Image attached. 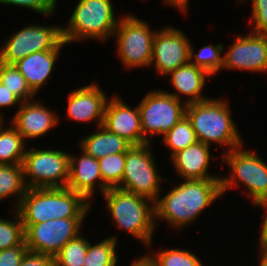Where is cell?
Wrapping results in <instances>:
<instances>
[{
	"mask_svg": "<svg viewBox=\"0 0 267 266\" xmlns=\"http://www.w3.org/2000/svg\"><path fill=\"white\" fill-rule=\"evenodd\" d=\"M180 181L178 185H171L164 195L160 193L154 201L156 227L161 221L171 230L180 232L195 225L203 212L222 197L221 179Z\"/></svg>",
	"mask_w": 267,
	"mask_h": 266,
	"instance_id": "6da1fadb",
	"label": "cell"
},
{
	"mask_svg": "<svg viewBox=\"0 0 267 266\" xmlns=\"http://www.w3.org/2000/svg\"><path fill=\"white\" fill-rule=\"evenodd\" d=\"M226 98H209L186 105L185 115L195 131L197 140L206 145L222 147L221 155L245 144L237 128L230 102Z\"/></svg>",
	"mask_w": 267,
	"mask_h": 266,
	"instance_id": "7a4b0ae2",
	"label": "cell"
},
{
	"mask_svg": "<svg viewBox=\"0 0 267 266\" xmlns=\"http://www.w3.org/2000/svg\"><path fill=\"white\" fill-rule=\"evenodd\" d=\"M81 194L68 187L28 188L17 211L24 231L32 224L60 218H87L92 210Z\"/></svg>",
	"mask_w": 267,
	"mask_h": 266,
	"instance_id": "3957f363",
	"label": "cell"
},
{
	"mask_svg": "<svg viewBox=\"0 0 267 266\" xmlns=\"http://www.w3.org/2000/svg\"><path fill=\"white\" fill-rule=\"evenodd\" d=\"M102 197L115 230L130 234L146 249L155 239L154 201L119 188H109Z\"/></svg>",
	"mask_w": 267,
	"mask_h": 266,
	"instance_id": "277c9868",
	"label": "cell"
},
{
	"mask_svg": "<svg viewBox=\"0 0 267 266\" xmlns=\"http://www.w3.org/2000/svg\"><path fill=\"white\" fill-rule=\"evenodd\" d=\"M115 10L112 0H78L68 21L61 25L62 39L67 44L92 40L107 43L122 17Z\"/></svg>",
	"mask_w": 267,
	"mask_h": 266,
	"instance_id": "5b68a950",
	"label": "cell"
},
{
	"mask_svg": "<svg viewBox=\"0 0 267 266\" xmlns=\"http://www.w3.org/2000/svg\"><path fill=\"white\" fill-rule=\"evenodd\" d=\"M245 147L243 144L221 156V165L225 163L229 170L221 175V193L223 197L231 189L244 188L245 193H241L246 194L253 206L267 195V160L258 155L256 150Z\"/></svg>",
	"mask_w": 267,
	"mask_h": 266,
	"instance_id": "8992f818",
	"label": "cell"
},
{
	"mask_svg": "<svg viewBox=\"0 0 267 266\" xmlns=\"http://www.w3.org/2000/svg\"><path fill=\"white\" fill-rule=\"evenodd\" d=\"M156 31L151 29L146 20L132 12L122 15L112 37L116 38L114 53L123 68L125 67L124 70L150 68Z\"/></svg>",
	"mask_w": 267,
	"mask_h": 266,
	"instance_id": "52a82bcc",
	"label": "cell"
},
{
	"mask_svg": "<svg viewBox=\"0 0 267 266\" xmlns=\"http://www.w3.org/2000/svg\"><path fill=\"white\" fill-rule=\"evenodd\" d=\"M153 148L151 143H145L132 145L127 150L122 181L117 188L153 201L164 192L162 181L164 183L170 180L159 173Z\"/></svg>",
	"mask_w": 267,
	"mask_h": 266,
	"instance_id": "ba28073f",
	"label": "cell"
},
{
	"mask_svg": "<svg viewBox=\"0 0 267 266\" xmlns=\"http://www.w3.org/2000/svg\"><path fill=\"white\" fill-rule=\"evenodd\" d=\"M70 153L62 149L26 148L23 160L27 188H64L69 181Z\"/></svg>",
	"mask_w": 267,
	"mask_h": 266,
	"instance_id": "9c48e42d",
	"label": "cell"
},
{
	"mask_svg": "<svg viewBox=\"0 0 267 266\" xmlns=\"http://www.w3.org/2000/svg\"><path fill=\"white\" fill-rule=\"evenodd\" d=\"M143 138L151 144L155 135L163 137L183 116L186 104L164 89L149 90L138 102Z\"/></svg>",
	"mask_w": 267,
	"mask_h": 266,
	"instance_id": "30bf717a",
	"label": "cell"
},
{
	"mask_svg": "<svg viewBox=\"0 0 267 266\" xmlns=\"http://www.w3.org/2000/svg\"><path fill=\"white\" fill-rule=\"evenodd\" d=\"M62 40L58 24L29 23L1 42L0 62L14 64L31 53L53 50Z\"/></svg>",
	"mask_w": 267,
	"mask_h": 266,
	"instance_id": "8fae6325",
	"label": "cell"
},
{
	"mask_svg": "<svg viewBox=\"0 0 267 266\" xmlns=\"http://www.w3.org/2000/svg\"><path fill=\"white\" fill-rule=\"evenodd\" d=\"M86 218H60L30 225L25 231V243L30 251L53 258L70 240L83 233Z\"/></svg>",
	"mask_w": 267,
	"mask_h": 266,
	"instance_id": "7c38bea8",
	"label": "cell"
},
{
	"mask_svg": "<svg viewBox=\"0 0 267 266\" xmlns=\"http://www.w3.org/2000/svg\"><path fill=\"white\" fill-rule=\"evenodd\" d=\"M189 36L180 28L166 25L158 29L153 39L152 61L156 76L165 78L171 71L189 62Z\"/></svg>",
	"mask_w": 267,
	"mask_h": 266,
	"instance_id": "4fadbf2b",
	"label": "cell"
},
{
	"mask_svg": "<svg viewBox=\"0 0 267 266\" xmlns=\"http://www.w3.org/2000/svg\"><path fill=\"white\" fill-rule=\"evenodd\" d=\"M234 41L227 49L224 45L222 70L267 74V35L249 31Z\"/></svg>",
	"mask_w": 267,
	"mask_h": 266,
	"instance_id": "5bb4252c",
	"label": "cell"
},
{
	"mask_svg": "<svg viewBox=\"0 0 267 266\" xmlns=\"http://www.w3.org/2000/svg\"><path fill=\"white\" fill-rule=\"evenodd\" d=\"M91 84L73 89L67 96L66 119L74 123L103 125L104 110L110 96H107L99 83L92 80Z\"/></svg>",
	"mask_w": 267,
	"mask_h": 266,
	"instance_id": "9a60e30c",
	"label": "cell"
},
{
	"mask_svg": "<svg viewBox=\"0 0 267 266\" xmlns=\"http://www.w3.org/2000/svg\"><path fill=\"white\" fill-rule=\"evenodd\" d=\"M38 100L22 102L9 122L22 135L25 142L47 136L52 128L58 127L61 115L57 110Z\"/></svg>",
	"mask_w": 267,
	"mask_h": 266,
	"instance_id": "2e32d148",
	"label": "cell"
},
{
	"mask_svg": "<svg viewBox=\"0 0 267 266\" xmlns=\"http://www.w3.org/2000/svg\"><path fill=\"white\" fill-rule=\"evenodd\" d=\"M103 126L131 145L148 143L143 138L138 105L130 107L118 94H112L106 103Z\"/></svg>",
	"mask_w": 267,
	"mask_h": 266,
	"instance_id": "e0dca14e",
	"label": "cell"
},
{
	"mask_svg": "<svg viewBox=\"0 0 267 266\" xmlns=\"http://www.w3.org/2000/svg\"><path fill=\"white\" fill-rule=\"evenodd\" d=\"M80 153L70 152L69 181L67 187L81 194L92 206H94V195L97 190L101 196L109 189L102 181L98 160L83 150ZM98 186V187H97ZM97 188V190H96Z\"/></svg>",
	"mask_w": 267,
	"mask_h": 266,
	"instance_id": "ac0fdd59",
	"label": "cell"
},
{
	"mask_svg": "<svg viewBox=\"0 0 267 266\" xmlns=\"http://www.w3.org/2000/svg\"><path fill=\"white\" fill-rule=\"evenodd\" d=\"M211 146L197 141L184 150L175 153L169 161L172 163L175 175L180 180H204V179H221V175L211 172V160L219 158L213 155ZM211 172V173H210ZM213 173V174H212Z\"/></svg>",
	"mask_w": 267,
	"mask_h": 266,
	"instance_id": "d6986e66",
	"label": "cell"
},
{
	"mask_svg": "<svg viewBox=\"0 0 267 266\" xmlns=\"http://www.w3.org/2000/svg\"><path fill=\"white\" fill-rule=\"evenodd\" d=\"M170 82L173 92L164 90L170 95H173L178 100L184 102L186 105L204 101L209 99L204 95V87L206 86V79L211 80V75L201 67L191 64L190 62L181 65L176 70L171 71L165 76ZM184 95V98H183Z\"/></svg>",
	"mask_w": 267,
	"mask_h": 266,
	"instance_id": "ffe728a7",
	"label": "cell"
},
{
	"mask_svg": "<svg viewBox=\"0 0 267 266\" xmlns=\"http://www.w3.org/2000/svg\"><path fill=\"white\" fill-rule=\"evenodd\" d=\"M68 45L62 40L53 50L34 52L14 63V66L25 77L30 89L37 95L39 90L48 85L53 69L60 58L61 50Z\"/></svg>",
	"mask_w": 267,
	"mask_h": 266,
	"instance_id": "44dd1931",
	"label": "cell"
},
{
	"mask_svg": "<svg viewBox=\"0 0 267 266\" xmlns=\"http://www.w3.org/2000/svg\"><path fill=\"white\" fill-rule=\"evenodd\" d=\"M93 133L89 132L86 136L82 133V138L76 142L79 149L86 154L99 160L107 155L126 153L132 146L124 138L107 130L103 125L97 127Z\"/></svg>",
	"mask_w": 267,
	"mask_h": 266,
	"instance_id": "7402d4cb",
	"label": "cell"
},
{
	"mask_svg": "<svg viewBox=\"0 0 267 266\" xmlns=\"http://www.w3.org/2000/svg\"><path fill=\"white\" fill-rule=\"evenodd\" d=\"M153 244L152 242L147 247L149 252L147 251L146 253L145 251L143 253L153 266H207V264L204 265L202 263V259L198 257L196 251L193 253L187 248H170V246L165 249L159 248L158 250L153 248Z\"/></svg>",
	"mask_w": 267,
	"mask_h": 266,
	"instance_id": "603a6c76",
	"label": "cell"
},
{
	"mask_svg": "<svg viewBox=\"0 0 267 266\" xmlns=\"http://www.w3.org/2000/svg\"><path fill=\"white\" fill-rule=\"evenodd\" d=\"M27 189L23 164H0V202L9 197L17 209Z\"/></svg>",
	"mask_w": 267,
	"mask_h": 266,
	"instance_id": "cb8c5ba5",
	"label": "cell"
},
{
	"mask_svg": "<svg viewBox=\"0 0 267 266\" xmlns=\"http://www.w3.org/2000/svg\"><path fill=\"white\" fill-rule=\"evenodd\" d=\"M7 124L0 129V164H23L28 144L10 122Z\"/></svg>",
	"mask_w": 267,
	"mask_h": 266,
	"instance_id": "d4e9b609",
	"label": "cell"
},
{
	"mask_svg": "<svg viewBox=\"0 0 267 266\" xmlns=\"http://www.w3.org/2000/svg\"><path fill=\"white\" fill-rule=\"evenodd\" d=\"M109 236L95 244L89 242L83 266H118L119 236L117 233Z\"/></svg>",
	"mask_w": 267,
	"mask_h": 266,
	"instance_id": "484cf974",
	"label": "cell"
},
{
	"mask_svg": "<svg viewBox=\"0 0 267 266\" xmlns=\"http://www.w3.org/2000/svg\"><path fill=\"white\" fill-rule=\"evenodd\" d=\"M161 143L170 152L168 160L177 152L196 143L195 131L187 116H183L162 138Z\"/></svg>",
	"mask_w": 267,
	"mask_h": 266,
	"instance_id": "4316f807",
	"label": "cell"
},
{
	"mask_svg": "<svg viewBox=\"0 0 267 266\" xmlns=\"http://www.w3.org/2000/svg\"><path fill=\"white\" fill-rule=\"evenodd\" d=\"M193 42L190 43L189 62L203 68L211 76H216L223 67L224 45L219 42L207 44L196 51Z\"/></svg>",
	"mask_w": 267,
	"mask_h": 266,
	"instance_id": "83f0119b",
	"label": "cell"
},
{
	"mask_svg": "<svg viewBox=\"0 0 267 266\" xmlns=\"http://www.w3.org/2000/svg\"><path fill=\"white\" fill-rule=\"evenodd\" d=\"M0 82L22 102L34 100L37 96L14 64L0 62Z\"/></svg>",
	"mask_w": 267,
	"mask_h": 266,
	"instance_id": "f1b7e54d",
	"label": "cell"
},
{
	"mask_svg": "<svg viewBox=\"0 0 267 266\" xmlns=\"http://www.w3.org/2000/svg\"><path fill=\"white\" fill-rule=\"evenodd\" d=\"M89 242L82 233L68 241L54 257V266H83Z\"/></svg>",
	"mask_w": 267,
	"mask_h": 266,
	"instance_id": "f546056e",
	"label": "cell"
},
{
	"mask_svg": "<svg viewBox=\"0 0 267 266\" xmlns=\"http://www.w3.org/2000/svg\"><path fill=\"white\" fill-rule=\"evenodd\" d=\"M11 219L0 217V251L20 245L24 240V227L20 215L13 209Z\"/></svg>",
	"mask_w": 267,
	"mask_h": 266,
	"instance_id": "4dcf8cb0",
	"label": "cell"
},
{
	"mask_svg": "<svg viewBox=\"0 0 267 266\" xmlns=\"http://www.w3.org/2000/svg\"><path fill=\"white\" fill-rule=\"evenodd\" d=\"M103 183L108 188H117L122 181L125 153L107 155L98 160Z\"/></svg>",
	"mask_w": 267,
	"mask_h": 266,
	"instance_id": "1f68e13d",
	"label": "cell"
},
{
	"mask_svg": "<svg viewBox=\"0 0 267 266\" xmlns=\"http://www.w3.org/2000/svg\"><path fill=\"white\" fill-rule=\"evenodd\" d=\"M57 3L58 0H0V4L3 6L11 5V7H20V9L25 8L24 10H31L45 18H49L57 12Z\"/></svg>",
	"mask_w": 267,
	"mask_h": 266,
	"instance_id": "d6a6232c",
	"label": "cell"
},
{
	"mask_svg": "<svg viewBox=\"0 0 267 266\" xmlns=\"http://www.w3.org/2000/svg\"><path fill=\"white\" fill-rule=\"evenodd\" d=\"M248 1L252 3L249 4L251 5V16L248 24L249 26L253 24L250 31L267 35V0H236V4H245Z\"/></svg>",
	"mask_w": 267,
	"mask_h": 266,
	"instance_id": "836d02e7",
	"label": "cell"
},
{
	"mask_svg": "<svg viewBox=\"0 0 267 266\" xmlns=\"http://www.w3.org/2000/svg\"><path fill=\"white\" fill-rule=\"evenodd\" d=\"M28 250L25 240L12 248L0 251V266H19L25 252Z\"/></svg>",
	"mask_w": 267,
	"mask_h": 266,
	"instance_id": "e575fe53",
	"label": "cell"
},
{
	"mask_svg": "<svg viewBox=\"0 0 267 266\" xmlns=\"http://www.w3.org/2000/svg\"><path fill=\"white\" fill-rule=\"evenodd\" d=\"M19 266H54V258L44 253L27 250Z\"/></svg>",
	"mask_w": 267,
	"mask_h": 266,
	"instance_id": "d590c367",
	"label": "cell"
},
{
	"mask_svg": "<svg viewBox=\"0 0 267 266\" xmlns=\"http://www.w3.org/2000/svg\"><path fill=\"white\" fill-rule=\"evenodd\" d=\"M22 104V101L13 94L10 90H8L3 83L0 82V115L5 117V112H2L5 108H13L17 107L19 108ZM17 105V106H16Z\"/></svg>",
	"mask_w": 267,
	"mask_h": 266,
	"instance_id": "8d00e7d4",
	"label": "cell"
},
{
	"mask_svg": "<svg viewBox=\"0 0 267 266\" xmlns=\"http://www.w3.org/2000/svg\"><path fill=\"white\" fill-rule=\"evenodd\" d=\"M253 207H260L264 211L263 218H261L262 222L260 223L259 230V246H267V195L257 200Z\"/></svg>",
	"mask_w": 267,
	"mask_h": 266,
	"instance_id": "74e56055",
	"label": "cell"
},
{
	"mask_svg": "<svg viewBox=\"0 0 267 266\" xmlns=\"http://www.w3.org/2000/svg\"><path fill=\"white\" fill-rule=\"evenodd\" d=\"M189 1L190 0H162L164 7H166L165 5L172 6V8L182 12L183 15L189 14Z\"/></svg>",
	"mask_w": 267,
	"mask_h": 266,
	"instance_id": "f35d334b",
	"label": "cell"
},
{
	"mask_svg": "<svg viewBox=\"0 0 267 266\" xmlns=\"http://www.w3.org/2000/svg\"><path fill=\"white\" fill-rule=\"evenodd\" d=\"M258 258L257 265L256 266H267V246H258ZM260 258V259H259Z\"/></svg>",
	"mask_w": 267,
	"mask_h": 266,
	"instance_id": "ab89813d",
	"label": "cell"
},
{
	"mask_svg": "<svg viewBox=\"0 0 267 266\" xmlns=\"http://www.w3.org/2000/svg\"><path fill=\"white\" fill-rule=\"evenodd\" d=\"M5 120H6L5 117H3V116L0 115V129L2 128V126L4 125V123L7 122Z\"/></svg>",
	"mask_w": 267,
	"mask_h": 266,
	"instance_id": "60d3db41",
	"label": "cell"
}]
</instances>
